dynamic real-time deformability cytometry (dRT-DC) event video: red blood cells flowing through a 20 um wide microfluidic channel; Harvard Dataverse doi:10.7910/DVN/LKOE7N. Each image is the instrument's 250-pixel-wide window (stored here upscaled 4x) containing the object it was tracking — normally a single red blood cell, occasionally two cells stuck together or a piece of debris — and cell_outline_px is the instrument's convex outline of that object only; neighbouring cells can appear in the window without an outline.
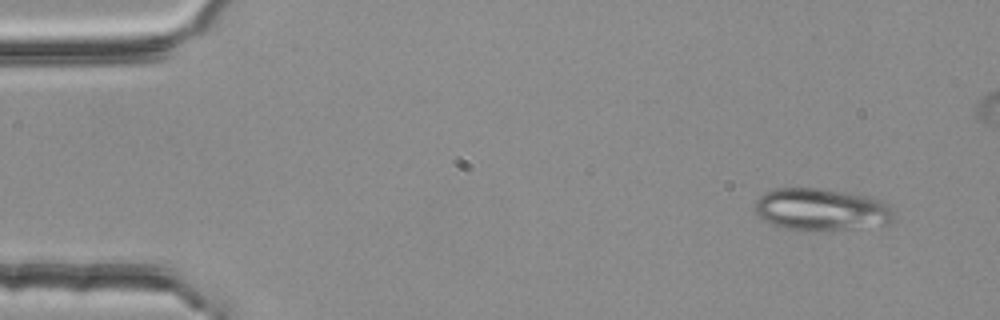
{"species": "common noctule bat (a hibernating species)", "species_latin": "Nyctalus noctula", "temperature_condition": "room temperature", "stored_images_in_passage": 4, "camera_frame_rate_fps": 3000, "um_per_image_px": 0.085, "animal": {"sex": "female", "body_mass_g": 25.1}, "frame": {"image": 1, "passage_image": 1, "time_ms": 0.0, "image_size_px": [1000, 320], "cell_outline_px": [[896, 220], [888, 224], [844, 228], [784, 228], [772, 224], [764, 220], [756, 212], [756, 200], [764, 192], [776, 188], [820, 188], [868, 196], [884, 200], [896, 212]], "centroid_in_image_um": [69.87, 17.76], "position_along_channel_um": 15.1, "area_um2": 33.52}}